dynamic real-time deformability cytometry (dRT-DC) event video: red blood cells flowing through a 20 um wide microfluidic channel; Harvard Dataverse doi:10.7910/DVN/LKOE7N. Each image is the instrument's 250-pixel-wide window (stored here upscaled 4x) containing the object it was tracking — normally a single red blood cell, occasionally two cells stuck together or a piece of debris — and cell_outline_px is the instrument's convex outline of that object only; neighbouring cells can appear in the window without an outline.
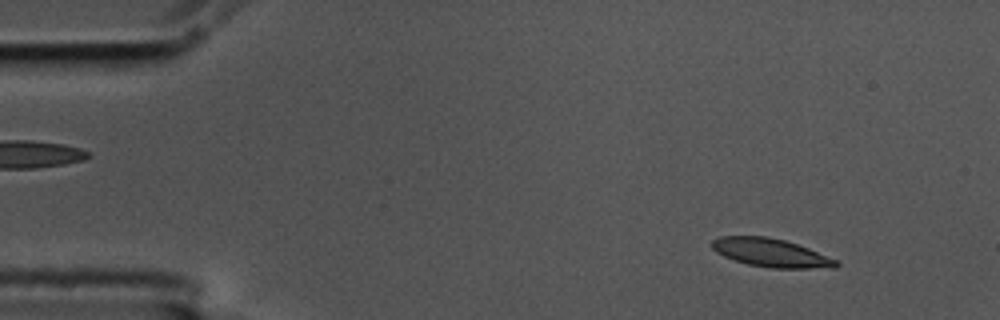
{"species": "common noctule bat (a hibernating species)", "species_latin": "Nyctalus noctula", "temperature_condition": "cold", "stored_images_in_passage": 57, "camera_frame_rate_fps": 3000, "um_per_image_px": 0.085, "animal": {"sex": "male", "body_mass_g": 17.5, "forearm_length_mm": 52.3}, "frame": {"image": 1, "passage_image": 7, "time_ms": 2.0, "image_size_px": [1000, 320], "cell_outline_px": [[840, 264], [836, 268], [772, 268], [748, 264], [724, 256], [716, 252], [712, 248], [712, 240], [720, 236], [768, 236], [784, 240], [808, 248], [836, 260]], "centroid_in_image_um": [65.52, 21.48], "position_along_channel_um": 19.5, "area_um2": 20.35}}
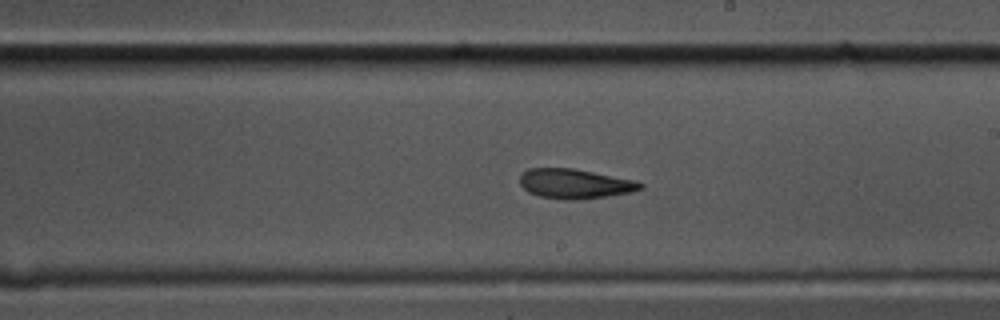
{"frame": {"image": 2, "passage_image": 33, "time_ms": 10.667, "image_size_px": [1000, 320], "cell_outline_px": [[644, 188], [632, 192], [608, 196], [576, 200], [560, 200], [540, 196], [528, 192], [520, 184], [520, 172], [528, 168], [572, 168], [636, 180], [644, 184]], "centroid_in_image_um": [48.86, 15.62], "position_along_channel_um": 240.1, "area_um2": 21.1}}
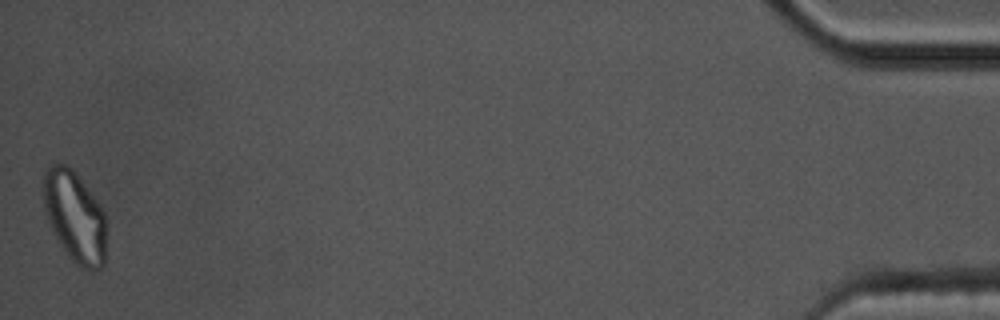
{"frame": {"image": 3, "passage_image": 57, "time_ms": 18.667, "image_size_px": [1000, 320], "cell_outline_px": [[108, 228], [104, 264], [100, 268], [84, 268], [76, 264], [72, 260], [60, 244], [48, 220], [44, 208], [44, 168], [48, 164], [64, 164], [72, 168], [100, 204], [104, 212]], "centroid_in_image_um": [6.39, 18.39], "position_along_channel_um": 428.8, "area_um2": 33.52}, "authors_computed_cell_mechanics": {"area_um2": 21.097, "velocity_mm_per_s": 3.5446, "shape_relaxation_time_tau1_ms": 3.8754, "shape_relaxation_time_tau2_ms": 3.1355, "deformation_change_tau1": 0.1226, "deformation_change_tau2": 0.1038}}